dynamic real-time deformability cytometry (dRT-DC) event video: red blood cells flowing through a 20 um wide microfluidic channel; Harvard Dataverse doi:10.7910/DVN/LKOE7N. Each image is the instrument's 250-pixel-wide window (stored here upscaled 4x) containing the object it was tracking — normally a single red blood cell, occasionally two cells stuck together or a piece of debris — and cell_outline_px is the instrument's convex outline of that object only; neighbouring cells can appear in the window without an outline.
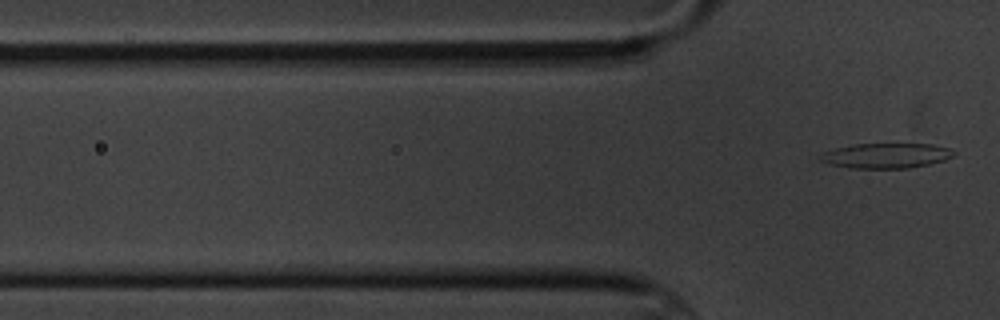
{"species": "common noctule bat (a hibernating species)", "species_latin": "Nyctalus noctula", "temperature_condition": "cold", "stored_images_in_passage": 4, "segment_of_instrument_passage": [2, 2], "camera_frame_rate_fps": 3000, "um_per_image_px": 0.085, "animal": {"sex": "male", "body_mass_g": 20.1, "forearm_length_mm": 53.5}, "frame": {"image": 1, "passage_image": 4, "time_ms": 4.333, "image_size_px": [1000, 320], "cell_outline_px": [[956, 152], [952, 156], [944, 160], [928, 164], [908, 168], [852, 168], [832, 164], [820, 160], [816, 156], [824, 152], [836, 148], [856, 144], [932, 144], [948, 148]], "centroid_in_image_um": [75.31, 13.23], "position_along_channel_um": 50.5, "area_um2": 19.25}}